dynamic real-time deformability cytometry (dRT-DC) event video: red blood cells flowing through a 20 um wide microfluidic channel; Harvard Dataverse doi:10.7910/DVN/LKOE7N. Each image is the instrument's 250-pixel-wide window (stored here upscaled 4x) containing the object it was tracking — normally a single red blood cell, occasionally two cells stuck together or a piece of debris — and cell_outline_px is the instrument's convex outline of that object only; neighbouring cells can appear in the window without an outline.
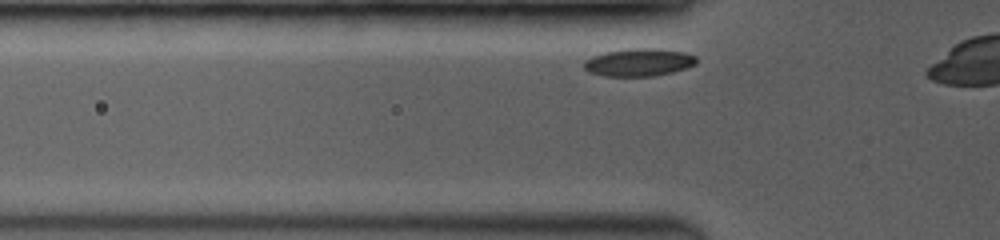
{"species": "common noctule bat (a hibernating species)", "species_latin": "Nyctalus noctula", "temperature_condition": "room temperature", "stored_images_in_passage": 9, "camera_frame_rate_fps": 3500, "um_per_image_px": 0.085, "animal": {"sex": "female", "body_mass_g": 19.0, "forearm_length_mm": 53.3}, "frame": {"image": 1, "passage_image": 2, "time_ms": 0.286, "image_size_px": [1000, 240], "cell_outline_px": [[696, 64], [672, 72], [652, 76], [604, 76], [588, 72], [584, 68], [584, 60], [592, 56], [604, 52], [632, 48], [656, 48], [684, 52], [696, 56]], "centroid_in_image_um": [54.27, 5.29], "position_along_channel_um": 71.5, "area_um2": 18.15}}
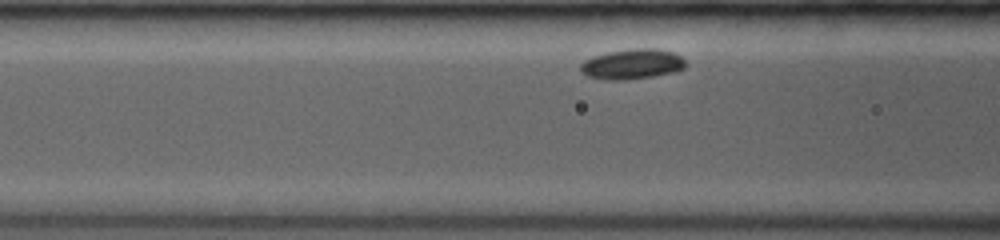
{"frame": {"image": 2, "passage_image": 6, "time_ms": 1.429, "image_size_px": [1000, 240], "cell_outline_px": [[684, 68], [676, 72], [628, 80], [608, 80], [588, 76], [580, 72], [580, 64], [584, 60], [592, 56], [608, 52], [632, 48], [656, 48], [672, 52], [680, 56], [684, 60]], "centroid_in_image_um": [53.71, 5.45], "position_along_channel_um": 112.9, "area_um2": 18.55}}